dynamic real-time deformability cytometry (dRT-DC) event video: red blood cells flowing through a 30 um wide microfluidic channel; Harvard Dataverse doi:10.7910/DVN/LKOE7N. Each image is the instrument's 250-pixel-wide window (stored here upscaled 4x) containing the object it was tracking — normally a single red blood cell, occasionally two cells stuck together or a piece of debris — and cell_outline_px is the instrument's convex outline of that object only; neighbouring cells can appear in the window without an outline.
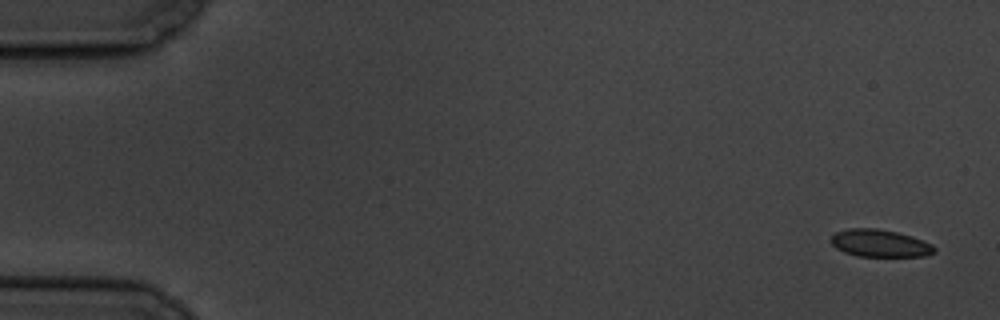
{"species": "common noctule bat (a hibernating species)", "species_latin": "Nyctalus noctula", "temperature_condition": "cold", "stored_images_in_passage": 6, "camera_frame_rate_fps": 3000, "um_per_image_px": 0.085, "animal": {"sex": "male", "body_mass_g": 19.5, "forearm_length_mm": 54.6}, "frame": {"image": 1, "passage_image": 1, "time_ms": 0.0, "image_size_px": [1000, 320], "cell_outline_px": [[936, 252], [924, 256], [856, 256], [844, 252], [836, 248], [832, 244], [832, 236], [836, 232], [848, 228], [876, 228], [896, 232], [912, 236], [932, 244], [936, 248]], "centroid_in_image_um": [74.8, 20.68], "position_along_channel_um": 10.2, "area_um2": 16.47}}
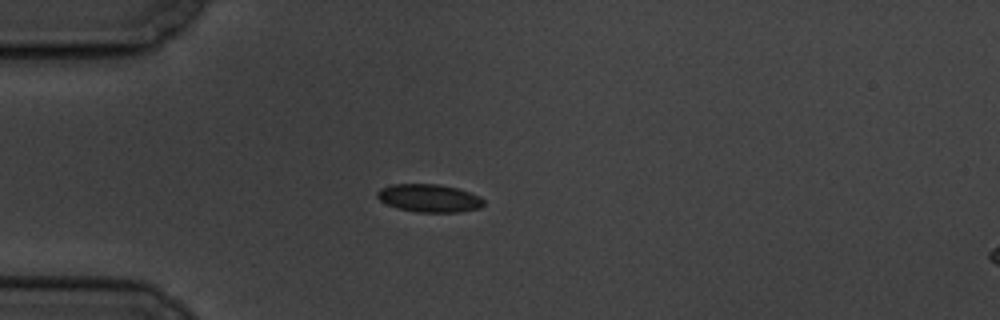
{"frame": {"image": 2, "passage_image": 5, "time_ms": 4.667, "image_size_px": [1000, 320], "cell_outline_px": [[484, 204], [480, 208], [460, 212], [416, 212], [396, 208], [380, 200], [376, 196], [376, 192], [380, 188], [392, 184], [440, 184], [456, 188], [480, 196], [484, 200]], "centroid_in_image_um": [36.47, 16.84], "position_along_channel_um": 48.5, "area_um2": 17.4}}